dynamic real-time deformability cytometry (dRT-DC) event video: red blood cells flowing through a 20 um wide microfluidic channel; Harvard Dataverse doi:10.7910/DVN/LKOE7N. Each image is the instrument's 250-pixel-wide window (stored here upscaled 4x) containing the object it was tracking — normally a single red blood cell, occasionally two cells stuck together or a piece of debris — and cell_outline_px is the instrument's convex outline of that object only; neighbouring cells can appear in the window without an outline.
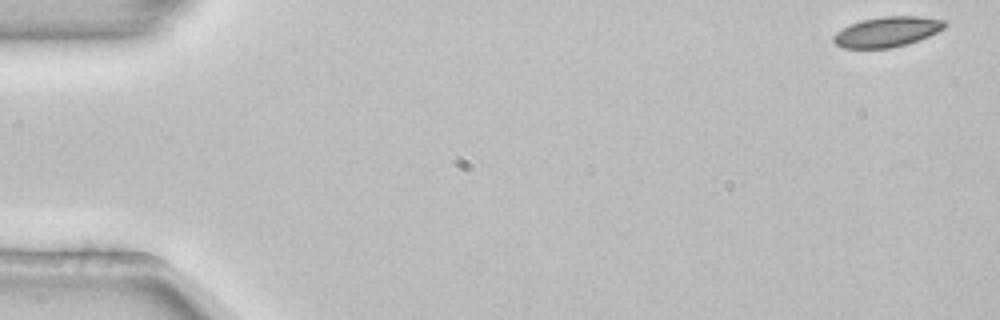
{"species": "common noctule bat (a hibernating species)", "species_latin": "Nyctalus noctula", "temperature_condition": "room temperature", "stored_images_in_passage": 9, "camera_frame_rate_fps": 3000, "um_per_image_px": 0.085, "animal": {"sex": "female", "body_mass_g": 22.7, "forearm_length_mm": 54.2}, "frame": {"image": 1, "passage_image": 1, "time_ms": 0.0, "image_size_px": [1000, 320], "cell_outline_px": [[948, 24], [944, 28], [920, 40], [908, 44], [892, 48], [844, 48], [836, 44], [832, 40], [832, 36], [836, 32], [860, 20], [884, 16], [920, 16], [944, 20]], "centroid_in_image_um": [75.42, 2.7], "position_along_channel_um": 9.6, "area_um2": 19.59}}